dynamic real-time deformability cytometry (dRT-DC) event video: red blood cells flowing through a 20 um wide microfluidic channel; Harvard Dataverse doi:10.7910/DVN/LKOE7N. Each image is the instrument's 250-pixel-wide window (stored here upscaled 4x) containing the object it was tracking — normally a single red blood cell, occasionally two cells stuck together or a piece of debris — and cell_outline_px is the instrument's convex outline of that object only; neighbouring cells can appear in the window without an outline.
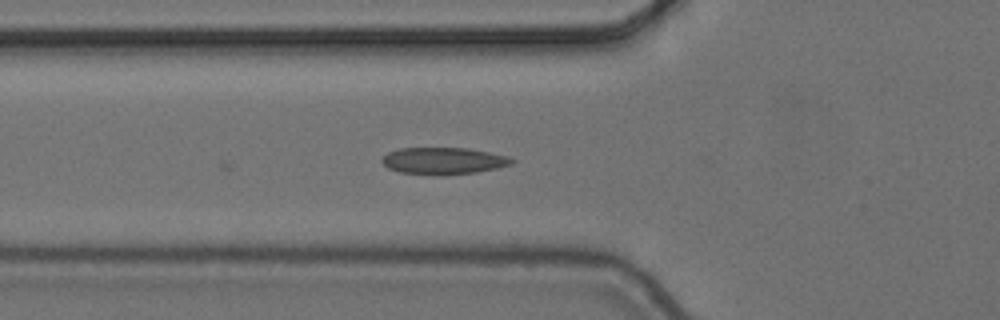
{"species": "common noctule bat (a hibernating species)", "species_latin": "Nyctalus noctula", "temperature_condition": "cold", "stored_images_in_passage": 5, "camera_frame_rate_fps": 3000, "um_per_image_px": 0.085, "animal": {"sex": "female", "body_mass_g": 24.6, "forearm_length_mm": 56.2}, "frame": {"image": 1, "passage_image": 5, "time_ms": 1.333, "image_size_px": [1000, 320], "cell_outline_px": [[516, 160], [512, 164], [496, 168], [476, 172], [440, 176], [436, 176], [400, 172], [388, 168], [380, 160], [388, 152], [400, 148], [468, 148], [508, 156]], "centroid_in_image_um": [37.69, 13.68], "position_along_channel_um": 88.1, "area_um2": 20.46}}